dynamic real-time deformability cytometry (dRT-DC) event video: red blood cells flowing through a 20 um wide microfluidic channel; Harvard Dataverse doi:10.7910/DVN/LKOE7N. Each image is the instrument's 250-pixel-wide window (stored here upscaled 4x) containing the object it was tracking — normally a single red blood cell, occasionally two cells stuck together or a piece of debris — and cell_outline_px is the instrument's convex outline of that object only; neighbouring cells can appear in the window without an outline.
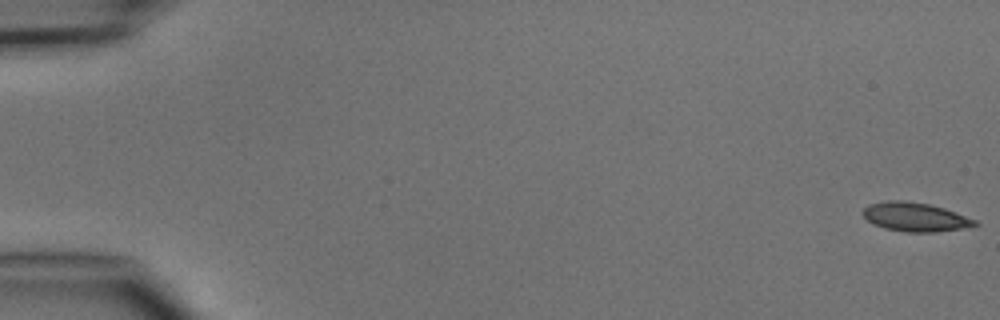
{"species": "common noctule bat (a hibernating species)", "species_latin": "Nyctalus noctula", "temperature_condition": "cold", "stored_images_in_passage": 4, "camera_frame_rate_fps": 3000, "um_per_image_px": 0.085, "animal": {"sex": "male", "body_mass_g": 15.6}, "frame": {"image": 1, "passage_image": 1, "time_ms": 0.0, "image_size_px": [1000, 320], "cell_outline_px": [[980, 224], [960, 228], [936, 232], [908, 232], [884, 228], [872, 224], [860, 212], [868, 204], [888, 200], [904, 200], [928, 204], [944, 208], [956, 212], [976, 220]], "centroid_in_image_um": [77.74, 18.43], "position_along_channel_um": 7.3, "area_um2": 18.84}}
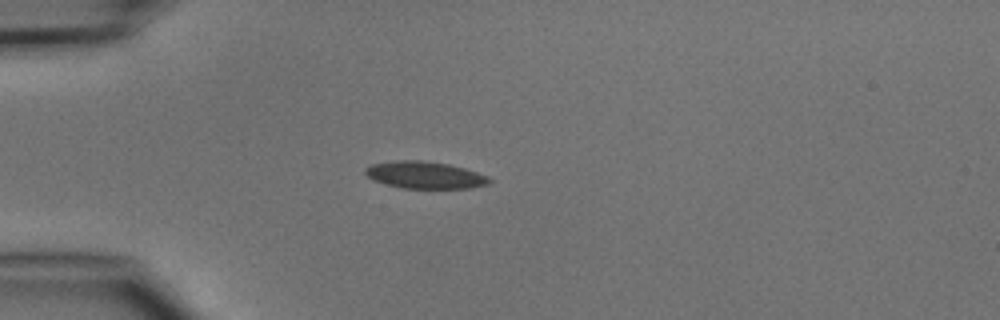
{"frame": {"image": 2, "passage_image": 4, "time_ms": 4.333, "image_size_px": [1000, 320], "cell_outline_px": [[492, 180], [488, 184], [468, 188], [404, 188], [372, 180], [364, 172], [364, 168], [372, 164], [396, 160], [420, 160], [448, 164], [464, 168], [488, 176]], "centroid_in_image_um": [36.1, 14.87], "position_along_channel_um": 48.9, "area_um2": 19.42}}